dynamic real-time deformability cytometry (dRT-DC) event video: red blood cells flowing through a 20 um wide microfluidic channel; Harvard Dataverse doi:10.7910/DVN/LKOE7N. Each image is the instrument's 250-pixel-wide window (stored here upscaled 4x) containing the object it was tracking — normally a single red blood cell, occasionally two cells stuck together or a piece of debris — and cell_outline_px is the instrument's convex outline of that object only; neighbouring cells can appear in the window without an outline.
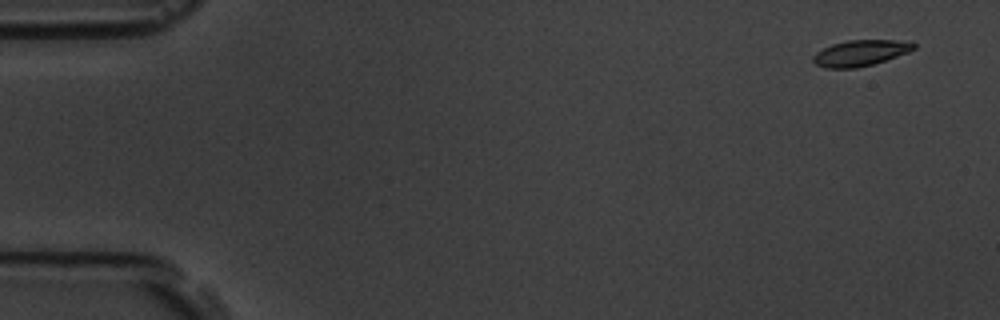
{"species": "common noctule bat (a hibernating species)", "species_latin": "Nyctalus noctula", "temperature_condition": "room temperature", "stored_images_in_passage": 5, "camera_frame_rate_fps": 3000, "um_per_image_px": 0.085, "animal": {"sex": "male", "body_mass_g": 19.5, "forearm_length_mm": 54.6}, "frame": {"image": 1, "passage_image": 1, "time_ms": 0.0, "image_size_px": [1000, 320], "cell_outline_px": [[916, 48], [908, 52], [872, 64], [856, 68], [824, 68], [816, 64], [812, 60], [812, 56], [816, 52], [832, 44], [848, 40], [892, 40], [916, 44]], "centroid_in_image_um": [73.07, 4.51], "position_along_channel_um": 11.9, "area_um2": 14.97}}
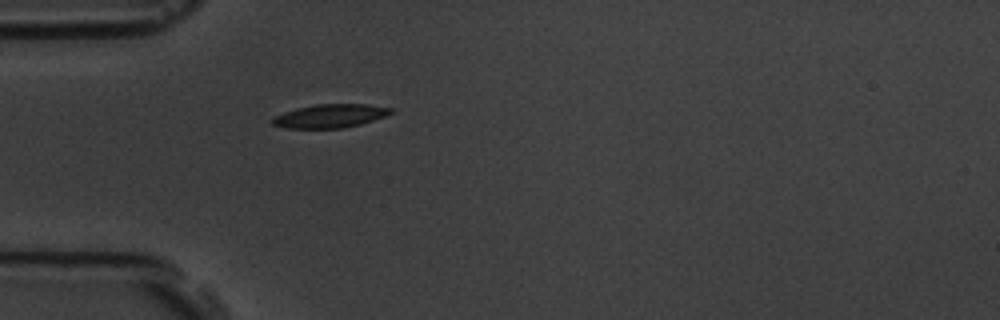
{"frame": {"image": 2, "passage_image": 5, "time_ms": 4.667, "image_size_px": [1000, 320], "cell_outline_px": [[392, 112], [384, 116], [360, 124], [340, 128], [288, 128], [272, 124], [268, 120], [284, 112], [316, 104], [368, 104], [392, 108]], "centroid_in_image_um": [28.04, 9.85], "position_along_channel_um": 57.0, "area_um2": 15.95}}